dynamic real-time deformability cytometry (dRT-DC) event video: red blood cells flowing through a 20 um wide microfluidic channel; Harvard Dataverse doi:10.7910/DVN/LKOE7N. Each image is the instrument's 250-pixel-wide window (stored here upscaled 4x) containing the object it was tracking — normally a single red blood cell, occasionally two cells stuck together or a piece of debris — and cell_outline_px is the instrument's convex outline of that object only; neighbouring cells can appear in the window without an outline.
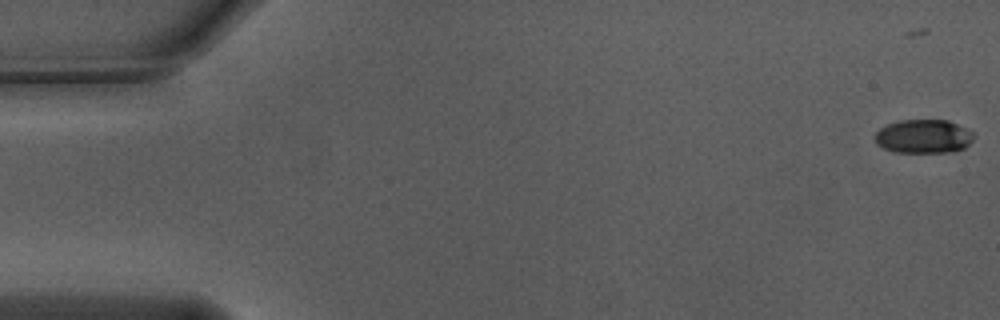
{"species": "Egyptian fruit bat (a non-hibernating species)", "species_latin": "Rousettus aegyptiacus", "temperature_condition": "warm", "stored_images_in_passage": 16, "camera_frame_rate_fps": 3000, "um_per_image_px": 0.085, "animal": {"sex": "male"}, "frame": {"image": 1, "passage_image": 3, "time_ms": 0.667, "image_size_px": [1000, 320], "cell_outline_px": [[976, 136], [964, 148], [952, 152], [896, 152], [884, 148], [876, 144], [876, 132], [880, 128], [888, 124], [900, 120], [948, 120], [972, 132]], "centroid_in_image_um": [78.5, 11.59], "position_along_channel_um": 6.5, "area_um2": 19.31}}
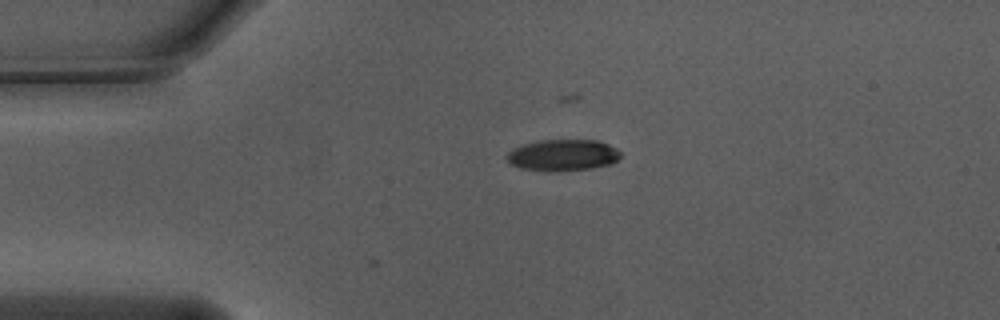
{"frame": {"image": 2, "passage_image": 15, "time_ms": 4.667, "image_size_px": [1000, 320], "cell_outline_px": [[620, 156], [612, 164], [592, 168], [552, 172], [520, 168], [512, 164], [508, 160], [508, 152], [512, 148], [524, 144], [544, 140], [596, 140], [608, 144], [616, 148], [620, 152]], "centroid_in_image_um": [47.86, 13.19], "position_along_channel_um": 37.1, "area_um2": 20.75}}